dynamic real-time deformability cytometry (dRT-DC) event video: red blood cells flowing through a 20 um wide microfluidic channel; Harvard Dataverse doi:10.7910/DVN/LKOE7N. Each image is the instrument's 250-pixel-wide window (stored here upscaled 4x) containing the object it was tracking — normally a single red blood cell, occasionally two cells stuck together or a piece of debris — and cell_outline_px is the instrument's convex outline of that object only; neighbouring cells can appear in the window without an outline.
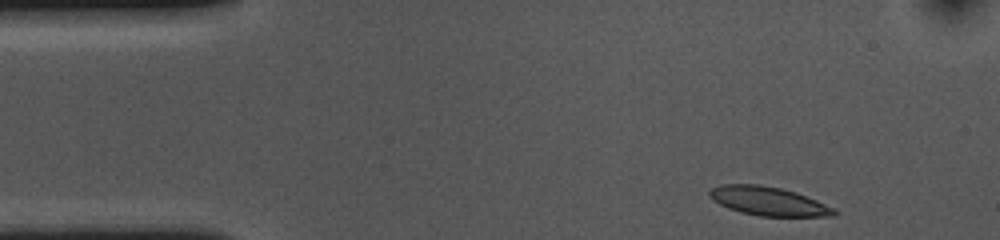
{"species": "common noctule bat (a hibernating species)", "species_latin": "Nyctalus noctula", "temperature_condition": "cold", "stored_images_in_passage": 39, "camera_frame_rate_fps": 3000, "um_per_image_px": 0.085, "animal": {"sex": "female", "body_mass_g": 10.0, "forearm_length_mm": 53.1}, "frame": {"image": 1, "passage_image": 1, "time_ms": 0.0, "image_size_px": [1000, 240], "cell_outline_px": [[836, 216], [760, 216], [740, 212], [728, 208], [712, 200], [708, 196], [708, 192], [712, 188], [720, 184], [760, 184], [780, 188], [796, 192], [836, 208]], "centroid_in_image_um": [65.29, 17.09], "position_along_channel_um": 19.7, "area_um2": 20.98}}
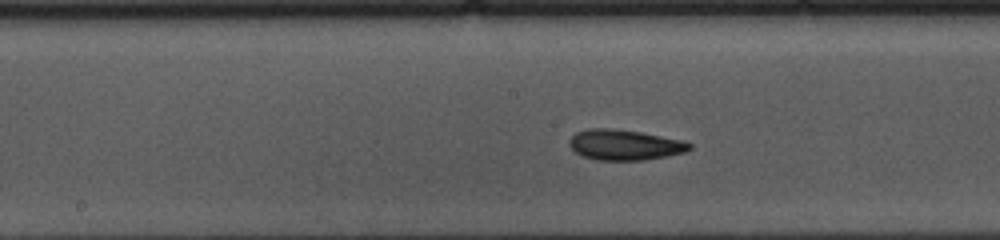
{"frame": {"image": 2, "passage_image": 21, "time_ms": 6.667, "image_size_px": [1000, 240], "cell_outline_px": [[692, 148], [684, 152], [668, 156], [644, 160], [596, 160], [584, 156], [576, 152], [568, 144], [568, 140], [576, 132], [588, 128], [612, 128], [640, 132], [684, 140], [692, 144]], "centroid_in_image_um": [53.1, 12.31], "position_along_channel_um": 195.1, "area_um2": 21.44}}
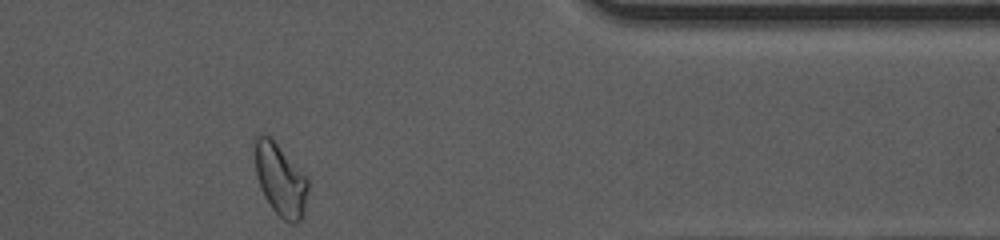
{"frame": {"image": 3, "passage_image": 39, "time_ms": 12.667, "image_size_px": [1000, 240], "cell_outline_px": [[308, 188], [304, 212], [300, 220], [296, 224], [292, 224], [284, 220], [272, 208], [264, 196], [260, 188], [256, 176], [252, 148], [252, 140], [256, 132], [264, 132], [272, 136], [308, 180]], "centroid_in_image_um": [23.75, 15.16], "position_along_channel_um": 387.7, "area_um2": 23.06}, "authors_computed_cell_mechanics": {"area_um2": 20.9814, "velocity_mm_per_s": 3.6281, "shape_relaxation_time_tau1_ms": 3.359, "shape_relaxation_time_tau2_ms": 1.6904, "deformation_change_tau1": 0.1295, "deformation_change_tau2": 0.0844}}